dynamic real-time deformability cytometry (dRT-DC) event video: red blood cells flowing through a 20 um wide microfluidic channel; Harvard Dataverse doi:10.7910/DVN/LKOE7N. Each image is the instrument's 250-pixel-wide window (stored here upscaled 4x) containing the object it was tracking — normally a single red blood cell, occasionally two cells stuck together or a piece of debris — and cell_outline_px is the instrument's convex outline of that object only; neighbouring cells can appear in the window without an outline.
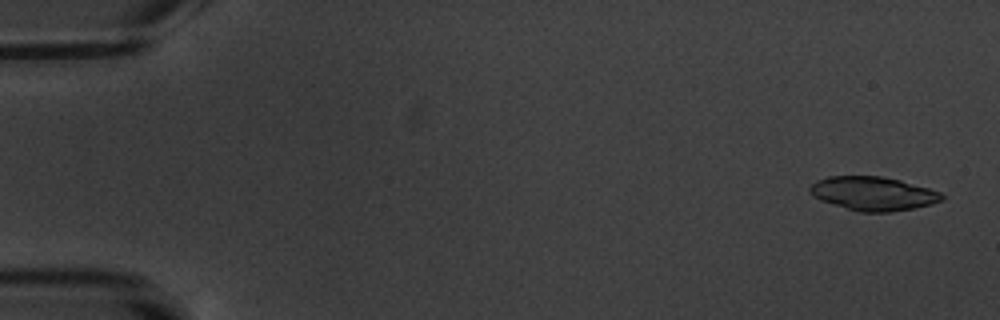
{"species": "common noctule bat (a hibernating species)", "species_latin": "Nyctalus noctula", "temperature_condition": "warm", "stored_images_in_passage": 5, "camera_frame_rate_fps": 3000, "um_per_image_px": 0.085, "animal": {"sex": "male", "body_mass_g": 20.1, "forearm_length_mm": 53.5}, "frame": {"image": 1, "passage_image": 1, "time_ms": 0.0, "image_size_px": [1000, 320], "cell_outline_px": [[944, 200], [932, 204], [892, 212], [860, 212], [820, 200], [812, 196], [808, 188], [816, 180], [828, 176], [880, 176], [900, 180], [928, 188], [940, 192], [944, 196]], "centroid_in_image_um": [74.2, 16.45], "position_along_channel_um": 10.8, "area_um2": 25.95}}
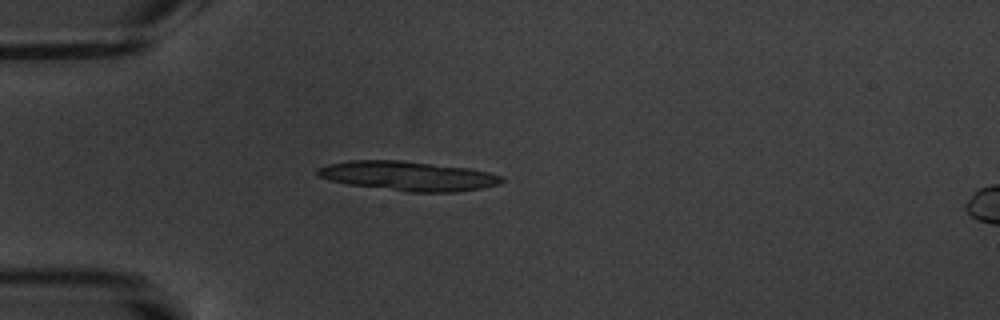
{"frame": {"image": 2, "passage_image": 5, "time_ms": 4.667, "image_size_px": [1000, 320], "cell_outline_px": [[504, 180], [500, 184], [480, 188], [456, 192], [408, 192], [348, 184], [316, 176], [316, 172], [320, 168], [328, 164], [348, 160], [400, 160], [468, 168], [488, 172], [504, 176]], "centroid_in_image_um": [34.7, 14.96], "position_along_channel_um": 50.3, "area_um2": 31.5}}